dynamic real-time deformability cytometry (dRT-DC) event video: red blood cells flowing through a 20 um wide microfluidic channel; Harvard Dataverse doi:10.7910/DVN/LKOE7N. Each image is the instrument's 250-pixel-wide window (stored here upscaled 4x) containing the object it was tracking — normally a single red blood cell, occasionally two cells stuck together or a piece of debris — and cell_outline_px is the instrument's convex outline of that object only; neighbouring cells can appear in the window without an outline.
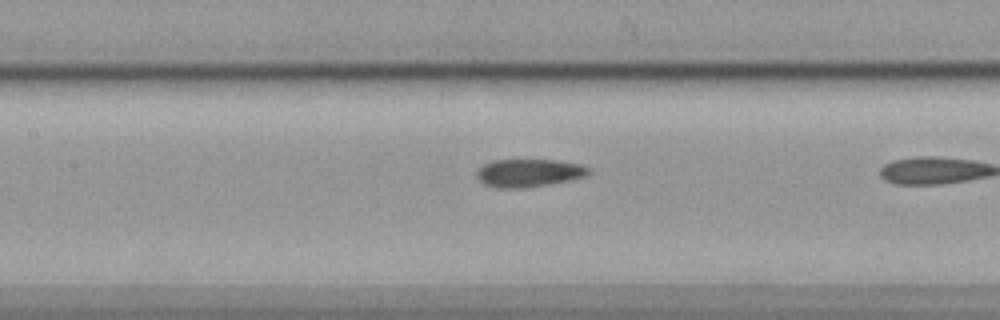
{"species": "common noctule bat (a hibernating species)", "species_latin": "Nyctalus noctula", "temperature_condition": "cold", "stored_images_in_passage": 10, "camera_frame_rate_fps": 3000, "um_per_image_px": 0.085, "animal": {"sex": "female", "body_mass_g": 19.9}, "frame": {"image": 1, "passage_image": 6, "time_ms": 1.667, "image_size_px": [1000, 320], "cell_outline_px": [[592, 172], [588, 176], [572, 180], [524, 188], [496, 188], [484, 184], [476, 176], [476, 172], [484, 164], [492, 160], [556, 160], [580, 164], [588, 168]], "centroid_in_image_um": [44.97, 14.7], "position_along_channel_um": 162.4, "area_um2": 18.32}}
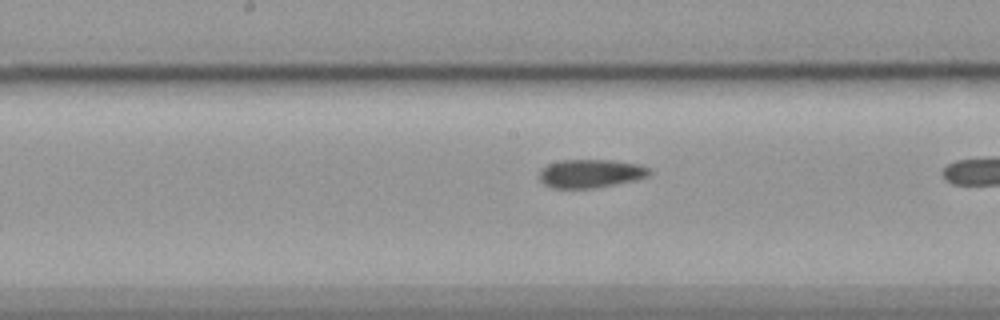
{"frame": {"image": 2, "passage_image": 9, "time_ms": 2.667, "image_size_px": [1000, 320], "cell_outline_px": [[652, 172], [648, 176], [636, 180], [596, 188], [552, 188], [544, 184], [540, 180], [540, 172], [548, 164], [560, 160], [612, 160], [640, 164], [648, 168]], "centroid_in_image_um": [50.23, 14.75], "position_along_channel_um": 198.0, "area_um2": 18.26}}